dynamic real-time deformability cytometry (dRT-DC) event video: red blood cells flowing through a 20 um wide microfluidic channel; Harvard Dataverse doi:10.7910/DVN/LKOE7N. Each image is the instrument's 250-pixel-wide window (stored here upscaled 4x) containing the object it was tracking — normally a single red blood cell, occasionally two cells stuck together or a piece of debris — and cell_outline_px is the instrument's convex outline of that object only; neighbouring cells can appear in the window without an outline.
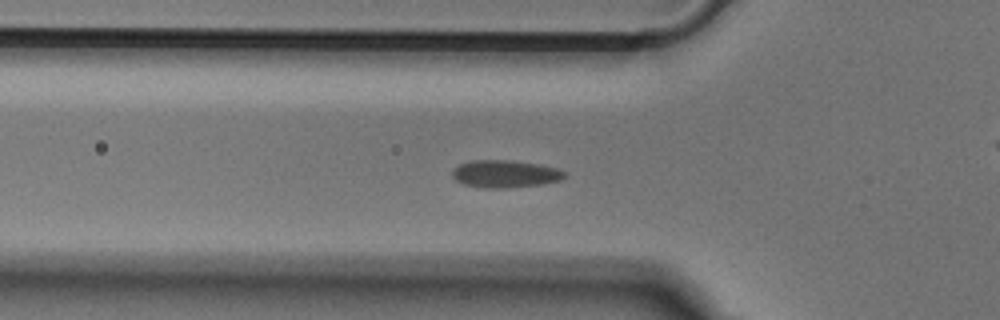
{"species": "Egyptian fruit bat (a non-hibernating species)", "species_latin": "Rousettus aegyptiacus", "temperature_condition": "cold", "stored_images_in_passage": 52, "camera_frame_rate_fps": 3000, "um_per_image_px": 0.085, "animal": {"sex": "male"}, "frame": {"image": 1, "passage_image": 16, "time_ms": 5.0, "image_size_px": [1000, 320], "cell_outline_px": [[568, 176], [560, 180], [544, 184], [508, 188], [484, 188], [464, 184], [456, 180], [452, 176], [452, 168], [460, 164], [472, 160], [508, 160], [540, 164], [556, 168], [564, 172]], "centroid_in_image_um": [42.94, 14.78], "position_along_channel_um": 82.9, "area_um2": 18.09}}
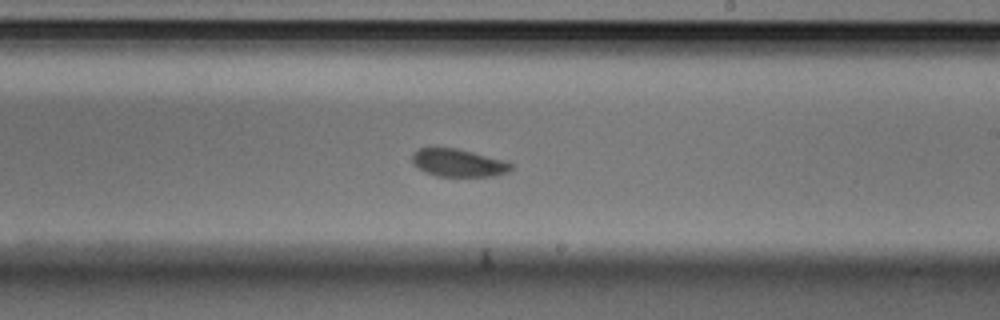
{"frame": {"image": 2, "passage_image": 29, "time_ms": 9.333, "image_size_px": [1000, 320], "cell_outline_px": [[512, 168], [508, 172], [492, 176], [436, 176], [424, 172], [412, 164], [412, 152], [420, 148], [456, 148], [508, 160], [512, 164]], "centroid_in_image_um": [38.96, 13.84], "position_along_channel_um": 250.0, "area_um2": 16.18}}
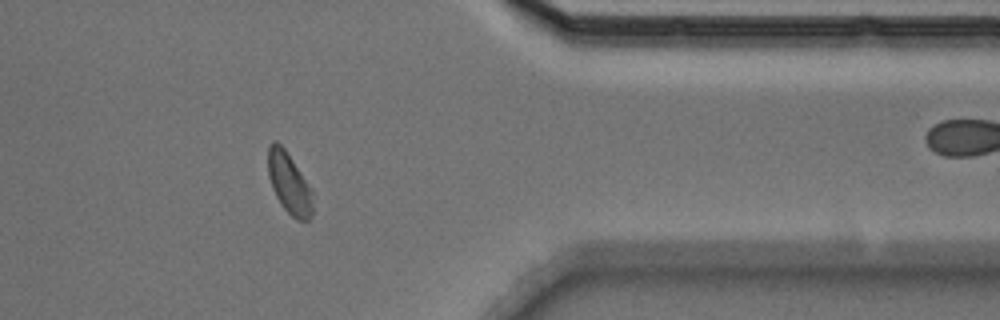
{"frame": {"image": 3, "passage_image": 41, "time_ms": 13.333, "image_size_px": [1000, 320], "cell_outline_px": [[312, 216], [308, 220], [296, 220], [284, 208], [276, 196], [272, 188], [268, 176], [268, 144], [272, 140], [276, 140], [284, 148], [312, 188]], "centroid_in_image_um": [24.57, 15.56], "position_along_channel_um": 386.8, "area_um2": 15.95}}